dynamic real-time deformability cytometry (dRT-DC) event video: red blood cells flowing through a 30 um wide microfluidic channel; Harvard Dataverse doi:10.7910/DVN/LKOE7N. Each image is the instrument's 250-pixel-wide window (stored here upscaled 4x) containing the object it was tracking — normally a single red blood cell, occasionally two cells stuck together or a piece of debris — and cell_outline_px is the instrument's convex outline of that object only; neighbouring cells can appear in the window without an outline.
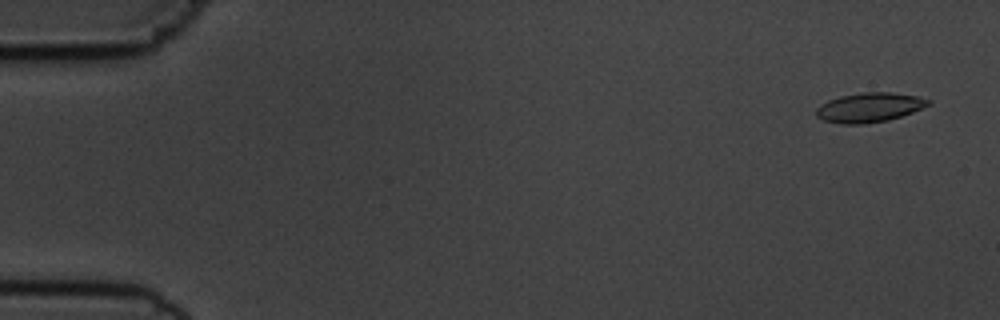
{"species": "common noctule bat (a hibernating species)", "species_latin": "Nyctalus noctula", "temperature_condition": "cold", "stored_images_in_passage": 56, "camera_frame_rate_fps": 3000, "um_per_image_px": 0.085, "animal": {"sex": "male", "body_mass_g": 19.5, "forearm_length_mm": 54.6}, "frame": {"image": 1, "passage_image": 3, "time_ms": 0.667, "image_size_px": [1000, 320], "cell_outline_px": [[932, 104], [912, 112], [888, 120], [864, 124], [840, 124], [824, 120], [816, 116], [816, 108], [820, 104], [828, 100], [840, 96], [864, 92], [888, 92], [920, 96], [932, 100]], "centroid_in_image_um": [73.91, 9.13], "position_along_channel_um": 11.1, "area_um2": 19.36}}
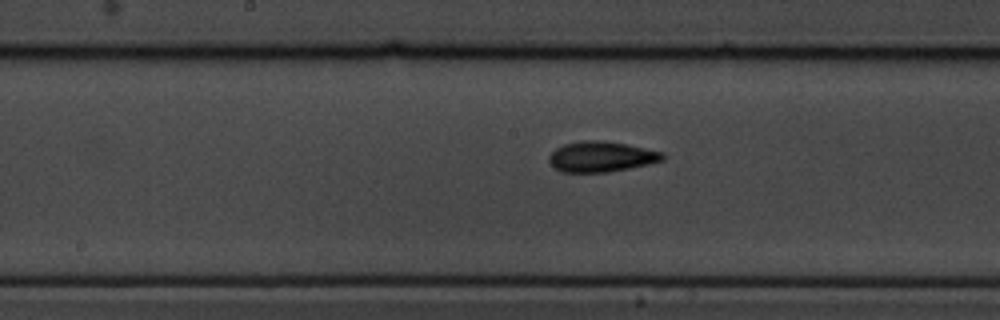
{"frame": {"image": 2, "passage_image": 29, "time_ms": 9.333, "image_size_px": [1000, 320], "cell_outline_px": [[664, 160], [648, 164], [608, 172], [560, 172], [548, 160], [548, 156], [556, 148], [564, 144], [580, 140], [600, 140], [624, 144], [664, 152]], "centroid_in_image_um": [51.09, 13.31], "position_along_channel_um": 197.1, "area_um2": 20.06}}
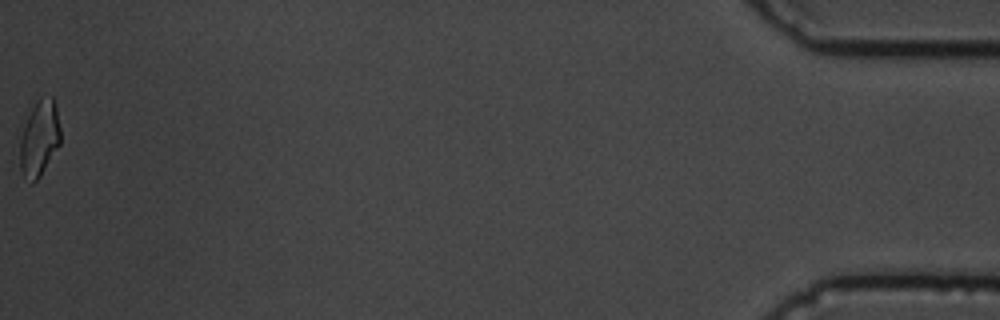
{"frame": {"image": 3, "passage_image": 56, "time_ms": 18.333, "image_size_px": [1000, 320], "cell_outline_px": [[60, 144], [40, 176], [32, 184], [24, 176], [20, 168], [16, 128], [36, 100], [40, 96], [52, 96], [56, 104], [60, 128]], "centroid_in_image_um": [3.25, 11.68], "position_along_channel_um": 431.9, "area_um2": 19.31}, "authors_computed_cell_mechanics": {"area_um2": 19.1029, "velocity_mm_per_s": 3.6534, "shape_relaxation_time_tau1_ms": 5.4269, "shape_relaxation_time_tau2_ms": 2.7334, "deformation_change_tau1": 0.1237, "deformation_change_tau2": 0.0999}}